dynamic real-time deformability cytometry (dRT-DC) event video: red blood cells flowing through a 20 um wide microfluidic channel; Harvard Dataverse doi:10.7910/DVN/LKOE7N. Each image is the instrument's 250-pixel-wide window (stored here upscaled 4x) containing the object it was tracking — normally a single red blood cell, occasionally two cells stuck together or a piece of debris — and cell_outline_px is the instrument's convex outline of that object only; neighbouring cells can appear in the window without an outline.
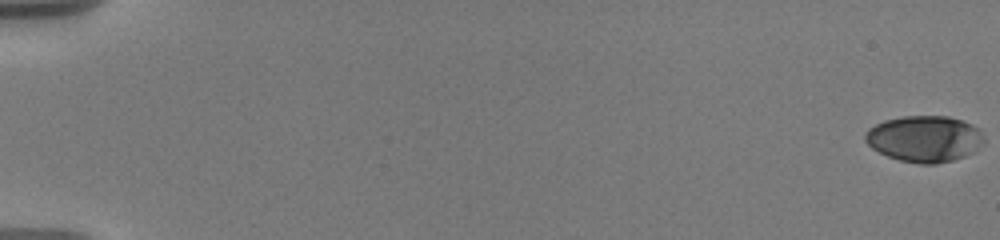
{"species": "human", "species_latin": "Homo sapiens", "temperature_condition": "warm", "stored_images_in_passage": 14, "camera_frame_rate_fps": 3000, "um_per_image_px": 0.085, "donor": {"sex": "male"}, "frame": {"image": 1, "passage_image": 1, "time_ms": 0.0, "image_size_px": [1000, 240], "cell_outline_px": [[984, 140], [972, 152], [964, 156], [952, 160], [936, 164], [920, 164], [900, 160], [888, 156], [872, 148], [864, 140], [864, 132], [868, 128], [884, 120], [900, 116], [948, 116], [972, 124], [980, 128]], "centroid_in_image_um": [78.55, 11.78], "position_along_channel_um": 6.5, "area_um2": 32.02}}
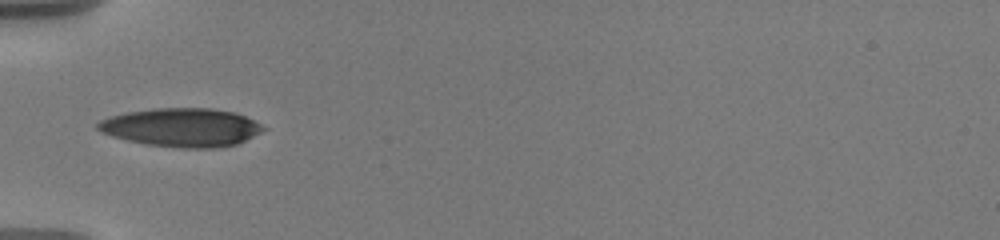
{"frame": {"image": 2, "passage_image": 10, "time_ms": 7.0, "image_size_px": [1000, 240], "cell_outline_px": [[268, 128], [236, 144], [216, 148], [180, 148], [148, 144], [128, 140], [112, 136], [100, 132], [96, 128], [96, 124], [100, 120], [112, 116], [128, 112], [156, 108], [212, 108], [232, 112], [244, 116]], "centroid_in_image_um": [15.42, 10.83], "position_along_channel_um": 69.6, "area_um2": 36.82}}
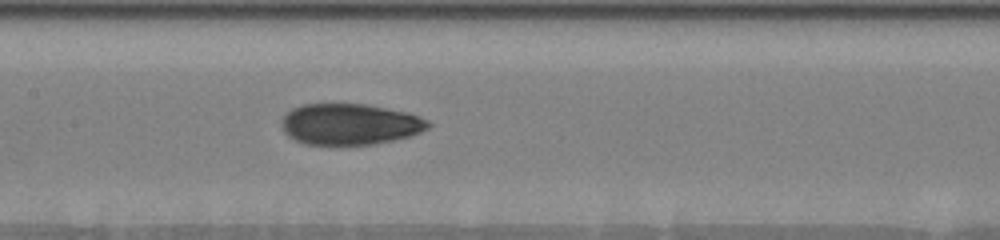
{"frame": {"image": 3, "passage_image": 14, "time_ms": 10.0, "image_size_px": [1000, 240], "cell_outline_px": [[432, 124], [428, 128], [420, 132], [408, 136], [392, 140], [372, 144], [304, 144], [288, 136], [284, 132], [280, 120], [292, 108], [300, 104], [364, 104], [388, 108], [408, 112], [420, 116], [428, 120]], "centroid_in_image_um": [29.73, 10.54], "position_along_channel_um": 177.7, "area_um2": 35.08}}